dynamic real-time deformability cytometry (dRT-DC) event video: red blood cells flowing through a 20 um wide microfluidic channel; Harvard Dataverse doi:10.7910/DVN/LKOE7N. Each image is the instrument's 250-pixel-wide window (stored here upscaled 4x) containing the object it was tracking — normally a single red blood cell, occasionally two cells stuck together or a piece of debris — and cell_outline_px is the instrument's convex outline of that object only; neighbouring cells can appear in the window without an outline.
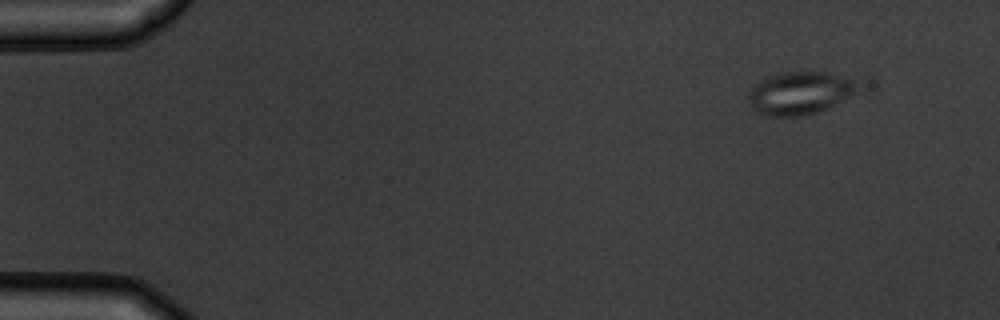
{"species": "common noctule bat (a hibernating species)", "species_latin": "Nyctalus noctula", "temperature_condition": "warm", "stored_images_in_passage": 6, "segment_of_instrument_passage": [1, 2], "camera_frame_rate_fps": 3000, "um_per_image_px": 0.085, "animal": {"sex": "male", "body_mass_g": 19.5, "forearm_length_mm": 54.6}, "frame": {"image": 1, "passage_image": 2, "time_ms": 1.0, "image_size_px": [1000, 320], "cell_outline_px": [[872, 92], [828, 108], [804, 116], [768, 116], [756, 112], [752, 108], [748, 100], [748, 96], [752, 88], [760, 80], [768, 76], [784, 72], [828, 72], [872, 76]], "centroid_in_image_um": [68.51, 7.85], "position_along_channel_um": 16.5, "area_um2": 30.46}}